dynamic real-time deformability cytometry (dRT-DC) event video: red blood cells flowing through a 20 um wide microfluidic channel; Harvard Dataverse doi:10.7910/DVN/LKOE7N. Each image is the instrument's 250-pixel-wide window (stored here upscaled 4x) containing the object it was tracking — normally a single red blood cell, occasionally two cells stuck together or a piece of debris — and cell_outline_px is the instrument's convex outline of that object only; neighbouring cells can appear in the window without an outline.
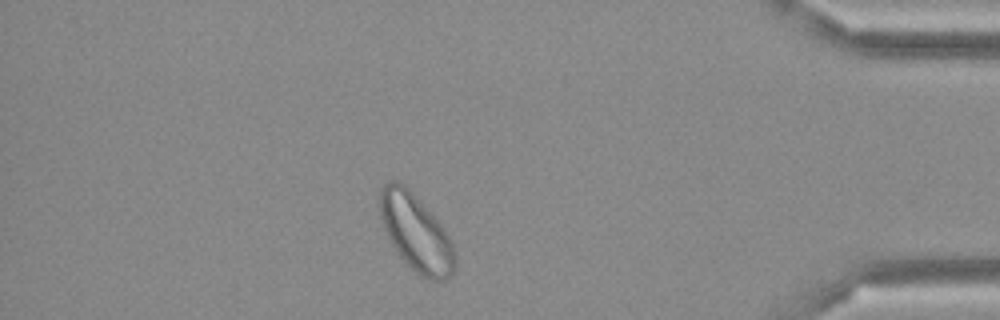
{"species": "Egyptian fruit bat (a non-hibernating species)", "species_latin": "Rousettus aegyptiacus", "temperature_condition": "cold", "stored_images_in_passage": 45, "camera_frame_rate_fps": 3000, "um_per_image_px": 0.085, "frame": {"image": 1, "passage_image": 39, "time_ms": 12.667, "image_size_px": [1000, 320], "cell_outline_px": [[456, 264], [452, 276], [444, 280], [428, 280], [420, 276], [396, 252], [380, 220], [380, 188], [388, 180], [400, 180], [412, 192], [444, 228], [452, 244], [456, 256]], "centroid_in_image_um": [35.35, 19.78], "position_along_channel_um": 399.8, "area_um2": 33.58}}